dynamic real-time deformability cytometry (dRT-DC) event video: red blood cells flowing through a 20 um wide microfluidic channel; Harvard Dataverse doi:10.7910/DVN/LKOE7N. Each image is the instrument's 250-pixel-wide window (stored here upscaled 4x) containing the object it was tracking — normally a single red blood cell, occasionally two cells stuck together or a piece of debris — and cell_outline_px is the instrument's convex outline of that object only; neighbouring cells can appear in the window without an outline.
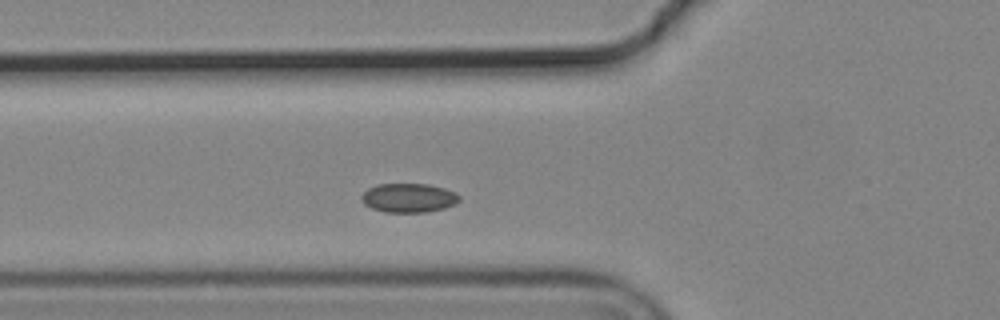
{"species": "common noctule bat (a hibernating species)", "species_latin": "Nyctalus noctula", "temperature_condition": "cold", "stored_images_in_passage": 6, "camera_frame_rate_fps": 3000, "um_per_image_px": 0.085, "animal": {"sex": "male", "body_mass_g": 19.2, "forearm_length_mm": 51.8}, "frame": {"image": 1, "passage_image": 6, "time_ms": 1.667, "image_size_px": [1000, 320], "cell_outline_px": [[460, 200], [456, 204], [444, 208], [424, 212], [384, 212], [372, 208], [364, 204], [360, 200], [360, 196], [368, 188], [376, 184], [428, 184], [444, 188], [456, 192], [460, 196]], "centroid_in_image_um": [34.73, 16.81], "position_along_channel_um": 91.1, "area_um2": 16.7}}